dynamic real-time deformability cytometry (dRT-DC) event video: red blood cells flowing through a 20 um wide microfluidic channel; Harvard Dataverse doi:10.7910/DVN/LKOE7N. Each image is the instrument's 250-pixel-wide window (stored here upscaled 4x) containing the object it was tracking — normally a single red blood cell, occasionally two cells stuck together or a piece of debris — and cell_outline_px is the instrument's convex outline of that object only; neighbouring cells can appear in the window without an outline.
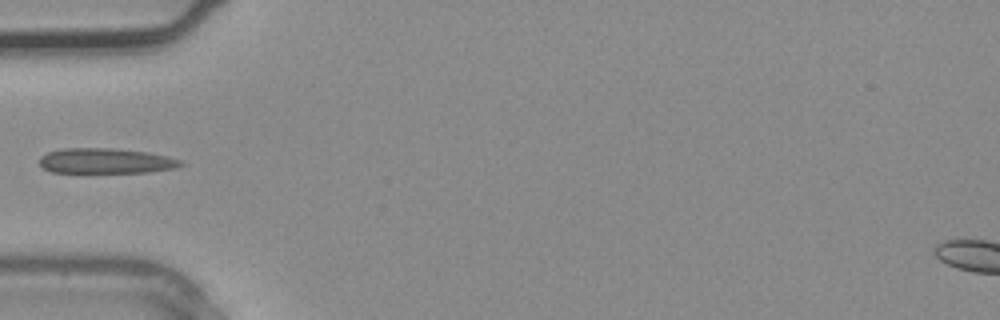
{"species": "common noctule bat (a hibernating species)", "species_latin": "Nyctalus noctula", "temperature_condition": "warm", "stored_images_in_passage": 3, "camera_frame_rate_fps": 3000, "um_per_image_px": 0.085, "animal": {"sex": "male", "body_mass_g": 20.4}, "frame": {"image": 1, "passage_image": 3, "time_ms": 0.667, "image_size_px": [1000, 320], "cell_outline_px": [[188, 164], [176, 168], [148, 172], [52, 172], [44, 168], [40, 164], [40, 156], [48, 152], [64, 148], [112, 148], [148, 152], [168, 156], [184, 160]], "centroid_in_image_um": [9.08, 13.67], "position_along_channel_um": 75.9, "area_um2": 20.92}}